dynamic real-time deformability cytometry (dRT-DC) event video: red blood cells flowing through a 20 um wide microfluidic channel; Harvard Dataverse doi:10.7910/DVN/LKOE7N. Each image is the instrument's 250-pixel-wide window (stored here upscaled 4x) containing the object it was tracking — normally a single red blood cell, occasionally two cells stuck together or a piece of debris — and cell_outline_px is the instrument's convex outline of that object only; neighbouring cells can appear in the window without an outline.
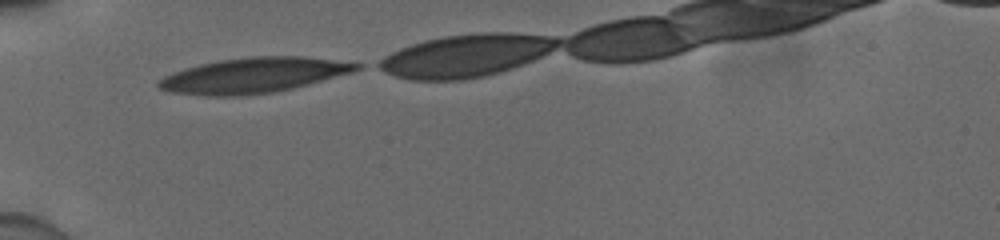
{"species": "human", "species_latin": "Homo sapiens", "temperature_condition": "cold", "stored_images_in_passage": 8, "camera_frame_rate_fps": 3000, "um_per_image_px": 0.085, "donor": {"sex": "male"}, "frame": {"image": 1, "passage_image": 1, "time_ms": 0.0, "image_size_px": [1000, 240], "cell_outline_px": [[364, 64], [360, 68], [352, 72], [308, 84], [292, 88], [272, 92], [240, 96], [204, 96], [172, 92], [160, 88], [156, 84], [164, 76], [172, 72], [200, 64], [220, 60], [252, 56], [304, 56]], "centroid_in_image_um": [21.53, 6.4], "position_along_channel_um": 63.5, "area_um2": 40.34}}
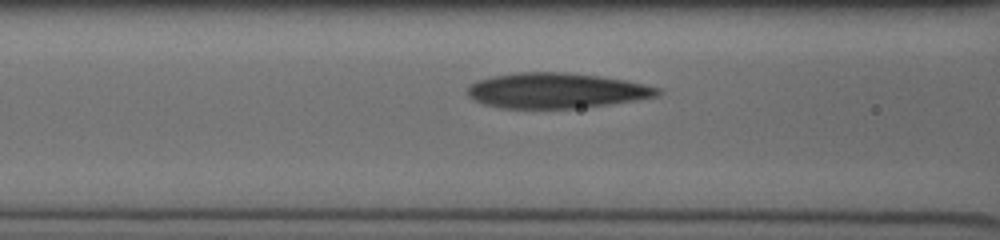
{"frame": {"image": 2, "passage_image": 6, "time_ms": 1.667, "image_size_px": [1000, 240], "cell_outline_px": [[664, 92], [656, 96], [636, 100], [608, 104], [572, 108], [500, 108], [484, 104], [472, 100], [468, 96], [468, 84], [476, 80], [492, 76], [516, 72], [568, 72], [600, 76], [624, 80], [644, 84], [660, 88]], "centroid_in_image_um": [47.24, 7.69], "position_along_channel_um": 119.4, "area_um2": 39.25}}